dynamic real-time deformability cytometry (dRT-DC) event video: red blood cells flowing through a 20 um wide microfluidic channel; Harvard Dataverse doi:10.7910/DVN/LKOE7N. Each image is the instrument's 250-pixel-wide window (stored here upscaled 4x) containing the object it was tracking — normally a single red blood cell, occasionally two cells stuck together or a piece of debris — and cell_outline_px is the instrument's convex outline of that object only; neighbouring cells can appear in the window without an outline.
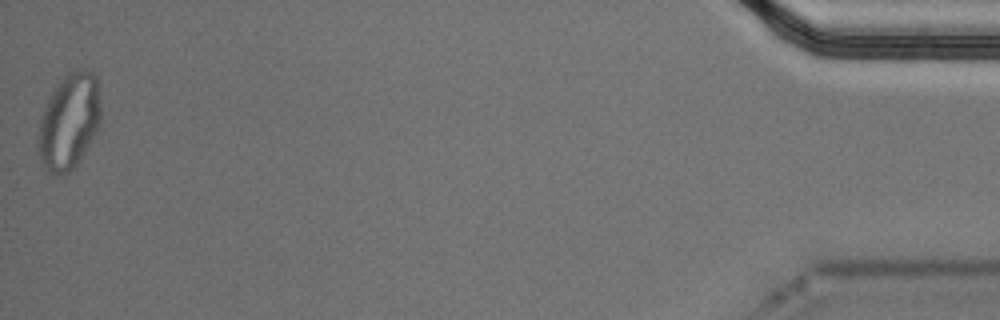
{"species": "Egyptian fruit bat (a non-hibernating species)", "species_latin": "Rousettus aegyptiacus", "temperature_condition": "cold", "stored_images_in_passage": 38, "segment_of_instrument_passage": [2, 2], "camera_frame_rate_fps": 3000, "um_per_image_px": 0.085, "animal": {"sex": "male"}, "frame": {"image": 1, "passage_image": 38, "time_ms": 12.333, "image_size_px": [1000, 320], "cell_outline_px": [[100, 120], [96, 132], [84, 152], [76, 164], [68, 172], [56, 176], [52, 176], [44, 168], [36, 152], [40, 116], [52, 92], [60, 80], [68, 72], [76, 68], [84, 68], [92, 72], [96, 76], [100, 108]], "centroid_in_image_um": [5.83, 10.33], "position_along_channel_um": 429.4, "area_um2": 35.08}}